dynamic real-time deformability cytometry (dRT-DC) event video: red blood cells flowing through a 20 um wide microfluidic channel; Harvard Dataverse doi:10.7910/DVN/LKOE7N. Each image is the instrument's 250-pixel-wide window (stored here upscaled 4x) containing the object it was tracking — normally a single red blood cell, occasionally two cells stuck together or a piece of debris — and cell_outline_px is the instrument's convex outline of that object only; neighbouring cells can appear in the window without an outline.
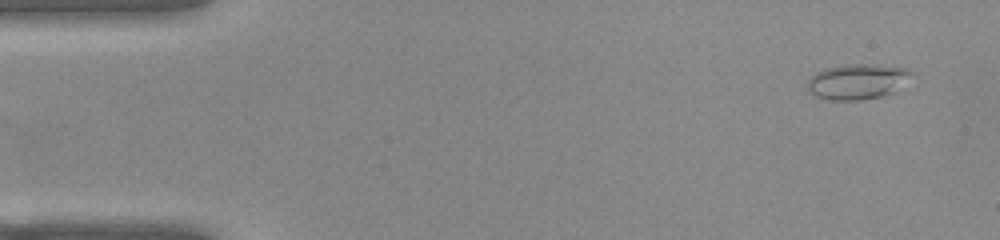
{"species": "common noctule bat (a hibernating species)", "species_latin": "Nyctalus noctula", "temperature_condition": "warm", "stored_images_in_passage": 49, "camera_frame_rate_fps": 3000, "um_per_image_px": 0.085, "animal": {"sex": "female", "body_mass_g": 22.0, "forearm_length_mm": 56.7}, "frame": {"image": 1, "passage_image": 1, "time_ms": 0.0, "image_size_px": [1000, 240], "cell_outline_px": [[912, 72], [892, 92], [880, 96], [860, 100], [828, 100], [816, 96], [808, 92], [808, 80], [816, 72], [824, 68], [848, 64], [868, 64], [904, 68]], "centroid_in_image_um": [72.76, 6.93], "position_along_channel_um": 12.2, "area_um2": 20.87}}
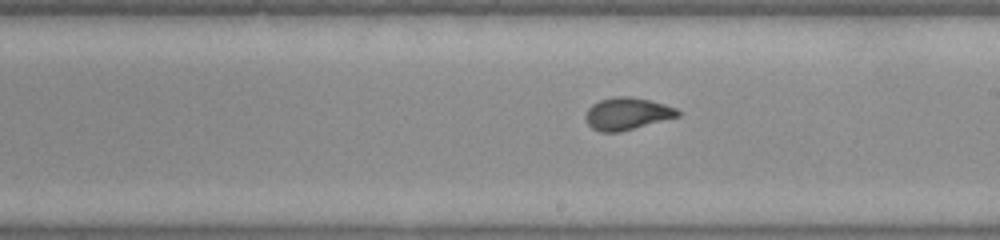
{"frame": {"image": 2, "passage_image": 27, "time_ms": 8.667, "image_size_px": [1000, 240], "cell_outline_px": [[680, 116], [620, 132], [600, 132], [592, 128], [588, 124], [584, 116], [588, 108], [592, 104], [600, 100], [616, 96], [628, 96], [648, 100], [664, 104], [676, 108], [680, 112]], "centroid_in_image_um": [53.28, 9.67], "position_along_channel_um": 235.7, "area_um2": 17.28}}
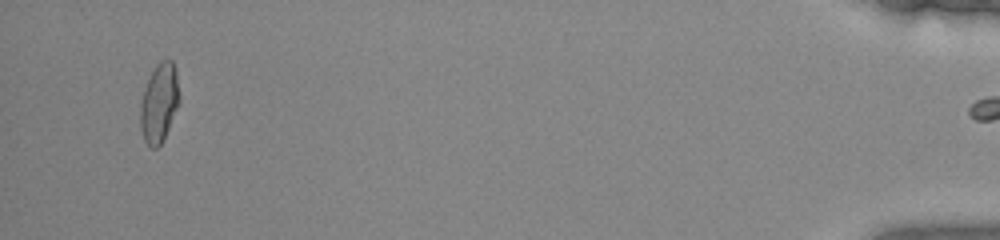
{"frame": {"image": 3, "passage_image": 48, "time_ms": 15.667, "image_size_px": [1000, 240], "cell_outline_px": [[180, 100], [168, 128], [160, 144], [156, 148], [152, 148], [144, 140], [140, 128], [140, 104], [144, 88], [156, 64], [160, 60], [172, 60], [176, 72], [180, 96]], "centroid_in_image_um": [13.52, 8.73], "position_along_channel_um": 421.7, "area_um2": 17.74}}